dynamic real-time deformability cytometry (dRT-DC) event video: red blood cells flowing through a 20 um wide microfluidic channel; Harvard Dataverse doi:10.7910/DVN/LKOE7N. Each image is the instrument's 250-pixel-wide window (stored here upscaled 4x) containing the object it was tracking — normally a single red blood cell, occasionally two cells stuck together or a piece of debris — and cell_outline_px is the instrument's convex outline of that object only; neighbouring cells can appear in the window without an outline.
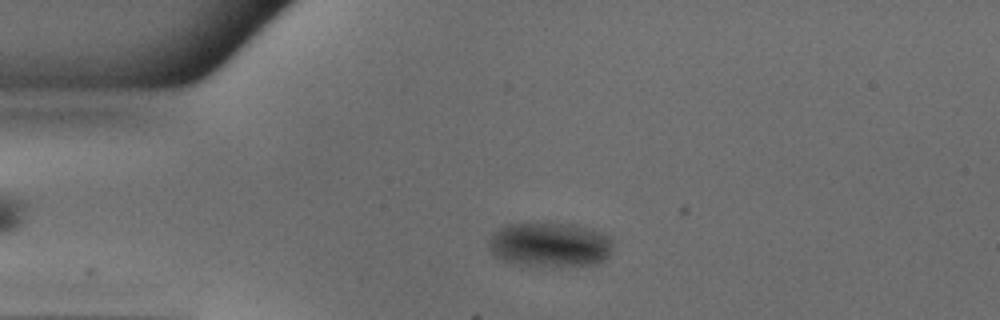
{"species": "common noctule bat (a hibernating species)", "species_latin": "Nyctalus noctula", "temperature_condition": "warm", "stored_images_in_passage": 43, "camera_frame_rate_fps": 3000, "um_per_image_px": 0.085, "animal": {"sex": "male", "body_mass_g": 18.8}, "frame": {"image": 1, "passage_image": 11, "time_ms": 3.333, "image_size_px": [1000, 320], "cell_outline_px": [[612, 244], [608, 256], [604, 260], [596, 264], [572, 268], [552, 268], [516, 264], [504, 260], [496, 256], [492, 252], [488, 244], [488, 240], [500, 228], [508, 224], [576, 224], [600, 232], [608, 236], [612, 240]], "centroid_in_image_um": [46.78, 20.85], "position_along_channel_um": 38.2, "area_um2": 32.66}}
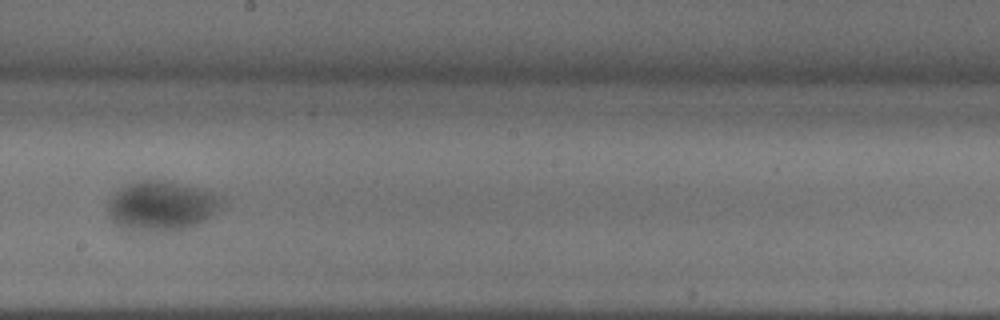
{"frame": {"image": 2, "passage_image": 28, "time_ms": 9.0, "image_size_px": [1000, 320], "cell_outline_px": [[220, 208], [212, 216], [188, 228], [172, 232], [156, 232], [124, 228], [116, 224], [108, 216], [108, 200], [120, 188], [128, 184], [140, 180], [164, 180], [180, 184], [216, 196], [220, 200]], "centroid_in_image_um": [13.64, 17.54], "position_along_channel_um": 234.6, "area_um2": 32.37}}
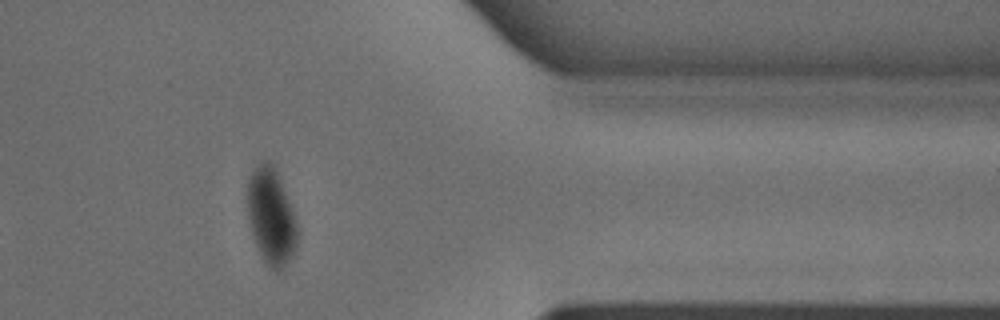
{"frame": {"image": 3, "passage_image": 41, "time_ms": 13.333, "image_size_px": [1000, 320], "cell_outline_px": [[296, 244], [292, 256], [276, 272], [268, 268], [252, 236], [248, 220], [248, 180], [252, 172], [260, 160], [268, 160], [276, 168], [292, 208], [296, 224]], "centroid_in_image_um": [23.02, 18.36], "position_along_channel_um": 388.4, "area_um2": 27.69}}